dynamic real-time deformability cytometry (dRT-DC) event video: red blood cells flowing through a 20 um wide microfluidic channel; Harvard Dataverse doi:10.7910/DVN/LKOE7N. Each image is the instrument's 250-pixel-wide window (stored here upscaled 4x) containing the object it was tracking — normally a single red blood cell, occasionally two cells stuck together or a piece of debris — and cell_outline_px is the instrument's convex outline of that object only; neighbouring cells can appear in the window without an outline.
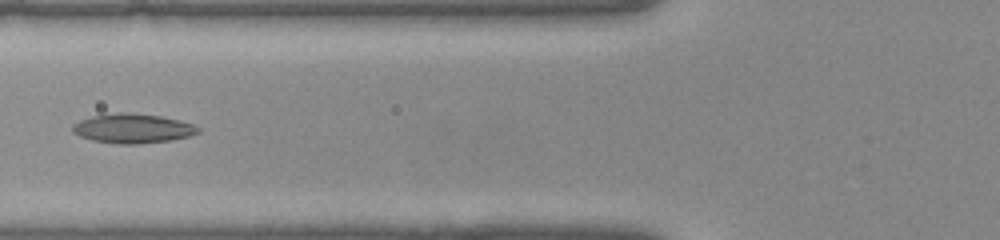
{"species": "common noctule bat (a hibernating species)", "species_latin": "Nyctalus noctula", "temperature_condition": "warm", "stored_images_in_passage": 42, "camera_frame_rate_fps": 3000, "um_per_image_px": 0.085, "animal": {"sex": "female", "body_mass_g": 22.0, "forearm_length_mm": 56.7}, "frame": {"image": 1, "passage_image": 16, "time_ms": 5.0, "image_size_px": [1000, 240], "cell_outline_px": [[200, 132], [188, 136], [172, 140], [136, 144], [116, 144], [92, 140], [80, 136], [72, 132], [72, 124], [80, 120], [92, 116], [116, 112], [128, 112], [160, 116], [192, 124], [200, 128]], "centroid_in_image_um": [11.24, 10.92], "position_along_channel_um": 114.6, "area_um2": 21.5}}
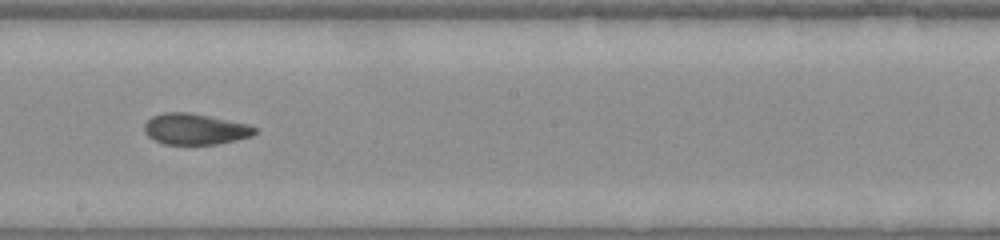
{"frame": {"image": 2, "passage_image": 23, "time_ms": 7.333, "image_size_px": [1000, 240], "cell_outline_px": [[256, 132], [252, 136], [236, 140], [216, 144], [164, 144], [148, 136], [144, 132], [144, 124], [152, 116], [164, 112], [188, 112], [248, 124], [256, 128]], "centroid_in_image_um": [16.57, 10.97], "position_along_channel_um": 231.6, "area_um2": 19.83}}
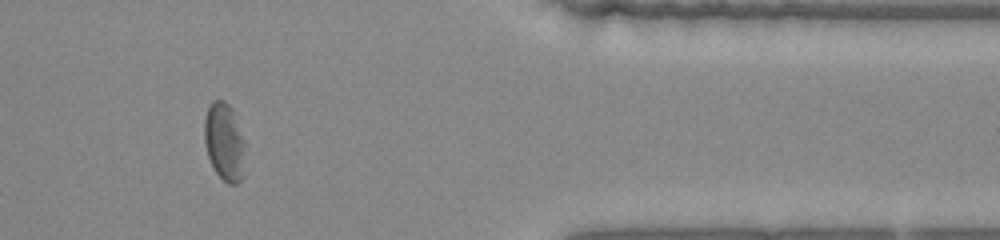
{"frame": {"image": 3, "passage_image": 34, "time_ms": 11.0, "image_size_px": [1000, 240], "cell_outline_px": [[244, 176], [236, 184], [228, 184], [212, 168], [208, 156], [204, 140], [204, 120], [208, 108], [212, 100], [224, 100], [232, 108], [244, 140]], "centroid_in_image_um": [19.07, 12.07], "position_along_channel_um": 392.3, "area_um2": 18.61}}